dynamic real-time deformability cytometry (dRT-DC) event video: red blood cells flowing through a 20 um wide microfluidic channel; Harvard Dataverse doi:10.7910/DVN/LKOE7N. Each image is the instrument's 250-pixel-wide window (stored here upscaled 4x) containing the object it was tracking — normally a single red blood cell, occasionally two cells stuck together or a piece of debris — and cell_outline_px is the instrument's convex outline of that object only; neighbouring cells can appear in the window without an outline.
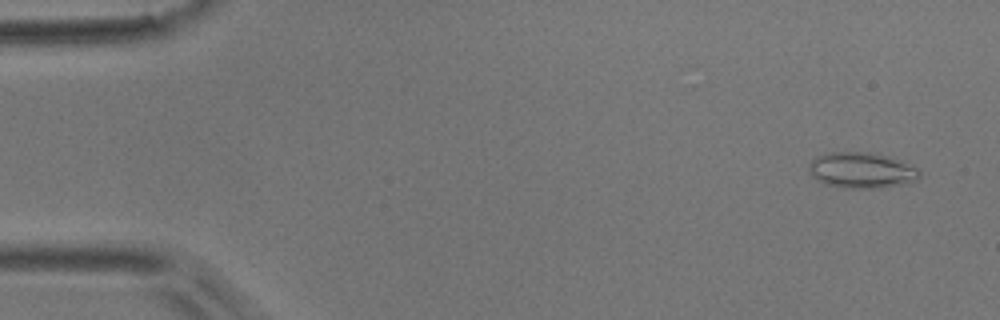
{"species": "common noctule bat (a hibernating species)", "species_latin": "Nyctalus noctula", "temperature_condition": "room temperature", "stored_images_in_passage": 14, "camera_frame_rate_fps": 3000, "um_per_image_px": 0.085, "animal": {"sex": "male", "body_mass_g": 17.9}, "frame": {"image": 1, "passage_image": 3, "time_ms": 0.667, "image_size_px": [1000, 320], "cell_outline_px": [[920, 176], [916, 180], [904, 184], [880, 188], [844, 188], [824, 184], [812, 176], [808, 168], [808, 164], [816, 156], [828, 152], [872, 152], [888, 156], [900, 160], [920, 168]], "centroid_in_image_um": [73.24, 14.47], "position_along_channel_um": 11.8, "area_um2": 23.41}}